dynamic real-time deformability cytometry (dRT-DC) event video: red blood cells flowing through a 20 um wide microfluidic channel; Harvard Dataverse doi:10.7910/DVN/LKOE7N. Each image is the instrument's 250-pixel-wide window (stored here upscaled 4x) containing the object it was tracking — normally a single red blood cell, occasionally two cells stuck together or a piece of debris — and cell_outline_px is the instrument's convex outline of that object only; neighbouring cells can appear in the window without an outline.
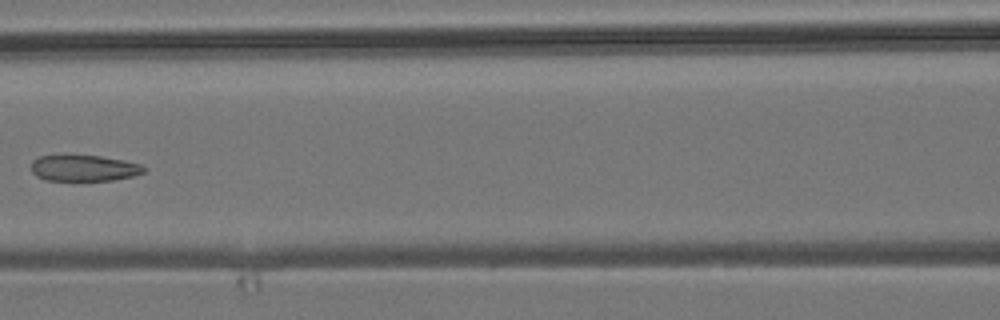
{"species": "common noctule bat (a hibernating species)", "species_latin": "Nyctalus noctula", "temperature_condition": "room temperature", "stored_images_in_passage": 8, "camera_frame_rate_fps": 3000, "um_per_image_px": 0.085, "animal": {"sex": "male", "body_mass_g": 19.2, "forearm_length_mm": 51.8}, "frame": {"image": 1, "passage_image": 7, "time_ms": 7.667, "image_size_px": [1000, 320], "cell_outline_px": [[144, 172], [132, 176], [112, 180], [44, 180], [36, 176], [32, 172], [32, 160], [40, 156], [100, 156], [124, 160], [140, 164], [144, 168]], "centroid_in_image_um": [7.12, 14.29], "position_along_channel_um": 159.5, "area_um2": 16.88}}
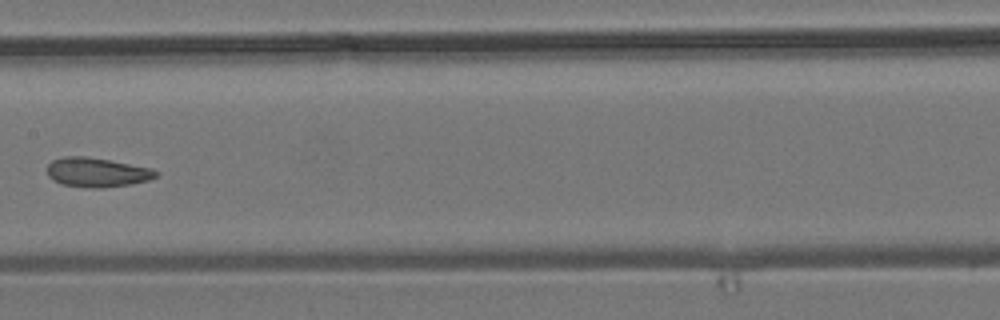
{"frame": {"image": 2, "passage_image": 8, "time_ms": 8.667, "image_size_px": [1000, 320], "cell_outline_px": [[160, 172], [156, 176], [148, 180], [128, 184], [100, 188], [92, 188], [60, 184], [52, 180], [48, 176], [48, 164], [52, 160], [64, 156], [88, 156], [152, 168]], "centroid_in_image_um": [8.22, 14.64], "position_along_channel_um": 199.2, "area_um2": 18.61}}